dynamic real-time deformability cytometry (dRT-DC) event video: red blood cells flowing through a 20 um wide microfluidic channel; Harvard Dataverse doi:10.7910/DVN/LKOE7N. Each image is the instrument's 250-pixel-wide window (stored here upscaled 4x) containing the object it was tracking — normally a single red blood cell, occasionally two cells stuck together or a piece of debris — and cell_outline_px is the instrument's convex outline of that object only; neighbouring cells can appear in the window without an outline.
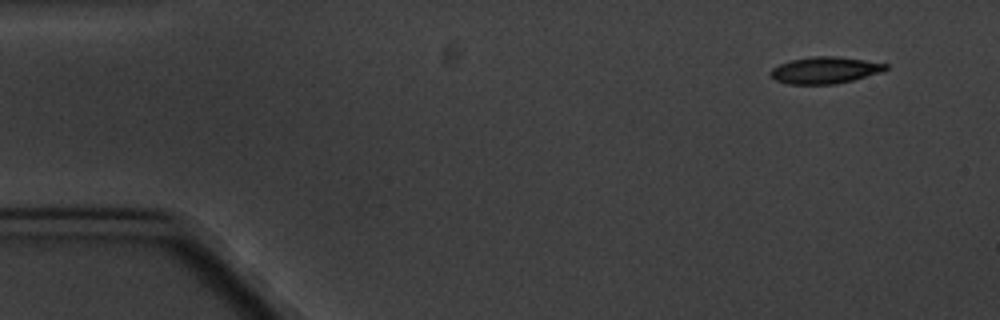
{"species": "common noctule bat (a hibernating species)", "species_latin": "Nyctalus noctula", "temperature_condition": "cold", "stored_images_in_passage": 9, "camera_frame_rate_fps": 3000, "um_per_image_px": 0.085, "animal": {"sex": "male", "body_mass_g": 20.1, "forearm_length_mm": 53.5}, "frame": {"image": 1, "passage_image": 1, "time_ms": 0.0, "image_size_px": [1000, 320], "cell_outline_px": [[888, 68], [880, 72], [852, 80], [836, 84], [788, 84], [776, 80], [768, 72], [772, 68], [780, 64], [792, 60], [812, 56], [836, 56], [864, 60], [888, 64]], "centroid_in_image_um": [70.1, 5.96], "position_along_channel_um": 14.9, "area_um2": 17.74}}